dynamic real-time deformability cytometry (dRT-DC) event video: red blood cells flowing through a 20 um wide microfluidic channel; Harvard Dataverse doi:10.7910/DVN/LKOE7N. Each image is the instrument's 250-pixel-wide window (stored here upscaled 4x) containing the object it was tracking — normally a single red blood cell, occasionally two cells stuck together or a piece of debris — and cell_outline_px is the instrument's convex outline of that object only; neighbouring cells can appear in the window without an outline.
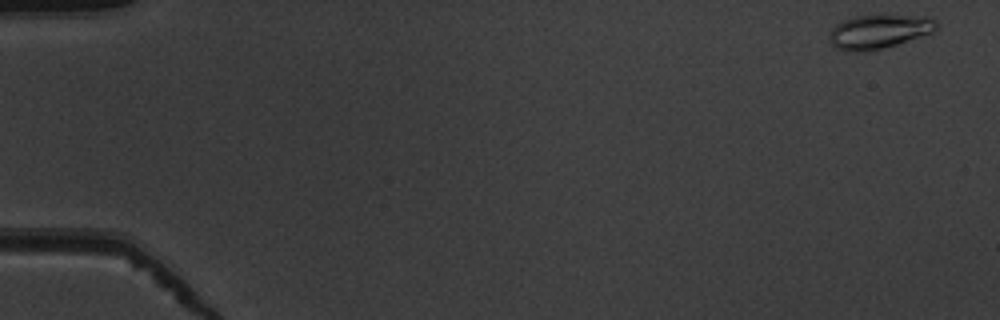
{"species": "common noctule bat (a hibernating species)", "species_latin": "Nyctalus noctula", "temperature_condition": "warm", "stored_images_in_passage": 51, "camera_frame_rate_fps": 3000, "um_per_image_px": 0.085, "animal": {"sex": "male", "body_mass_g": 19.5, "forearm_length_mm": 54.6}, "frame": {"image": 1, "passage_image": 1, "time_ms": 0.0, "image_size_px": [1000, 320], "cell_outline_px": [[936, 28], [932, 32], [896, 44], [864, 52], [848, 52], [836, 48], [828, 40], [828, 36], [832, 28], [836, 24], [844, 20], [856, 16], [928, 16], [936, 20]], "centroid_in_image_um": [74.65, 2.69], "position_along_channel_um": 10.4, "area_um2": 20.87}}
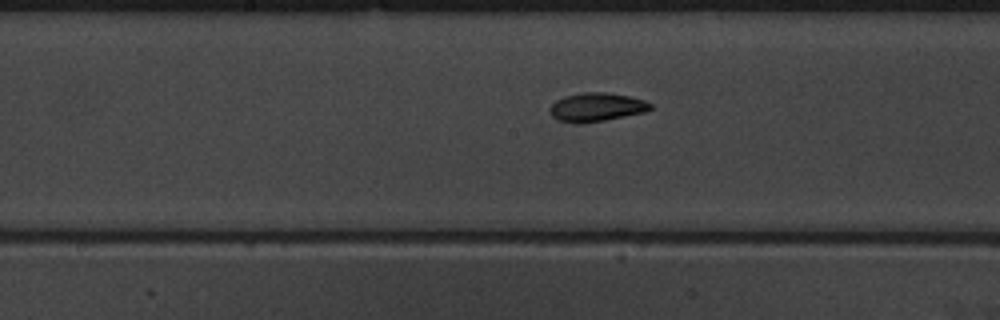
{"frame": {"image": 2, "passage_image": 27, "time_ms": 8.667, "image_size_px": [1000, 320], "cell_outline_px": [[652, 108], [644, 112], [604, 120], [580, 124], [576, 124], [556, 120], [552, 116], [548, 108], [556, 100], [564, 96], [584, 92], [608, 92], [628, 96], [644, 100], [652, 104]], "centroid_in_image_um": [50.66, 9.11], "position_along_channel_um": 197.5, "area_um2": 16.88}}
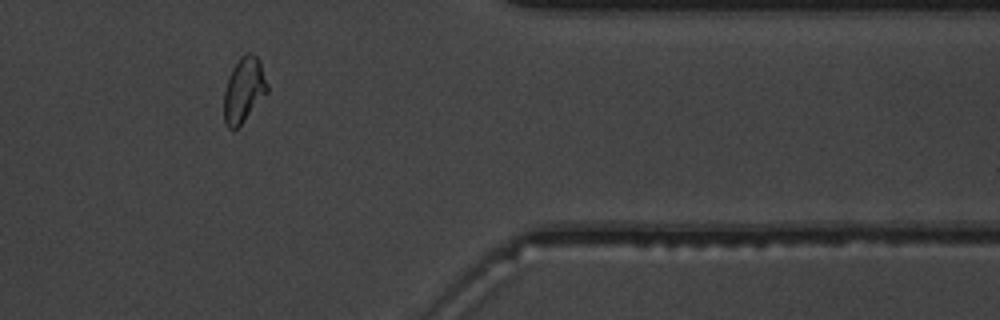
{"frame": {"image": 3, "passage_image": 43, "time_ms": 14.0, "image_size_px": [1000, 320], "cell_outline_px": [[268, 92], [240, 124], [232, 132], [224, 124], [224, 92], [232, 68], [240, 56], [244, 52], [252, 52], [260, 60], [268, 84]], "centroid_in_image_um": [20.73, 7.61], "position_along_channel_um": 390.7, "area_um2": 16.47}, "authors_computed_cell_mechanics": {"area_um2": 16.8776, "velocity_mm_per_s": 3.9253, "shape_relaxation_time_tau1_ms": 4.7319, "shape_relaxation_time_tau2_ms": 4.0957, "deformation_change_tau1": 0.1495, "deformation_change_tau2": 0.0974}}